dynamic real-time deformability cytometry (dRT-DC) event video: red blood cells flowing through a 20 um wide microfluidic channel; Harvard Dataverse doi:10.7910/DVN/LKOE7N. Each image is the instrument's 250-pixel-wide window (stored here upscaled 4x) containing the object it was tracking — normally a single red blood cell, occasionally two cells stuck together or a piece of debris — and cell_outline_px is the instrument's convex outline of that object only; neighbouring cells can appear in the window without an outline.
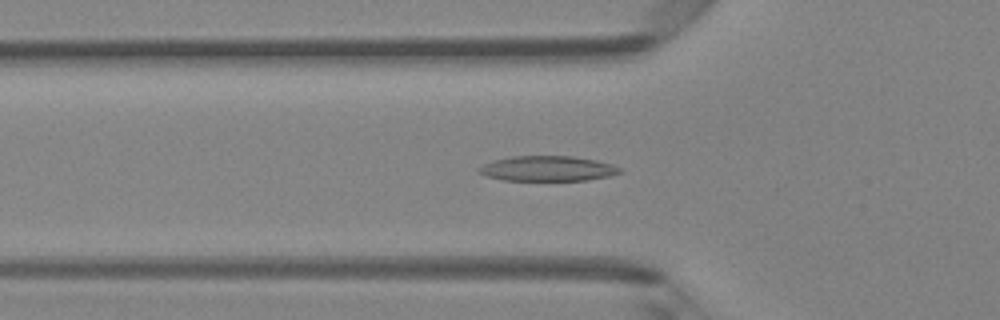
{"species": "Egyptian fruit bat (a non-hibernating species)", "species_latin": "Rousettus aegyptiacus", "temperature_condition": "room temperature", "stored_images_in_passage": 47, "camera_frame_rate_fps": 3000, "um_per_image_px": 0.085, "animal": {"sex": "female"}, "frame": {"image": 1, "passage_image": 16, "time_ms": 5.0, "image_size_px": [1000, 320], "cell_outline_px": [[624, 172], [608, 176], [588, 180], [504, 180], [488, 176], [476, 172], [476, 168], [492, 160], [512, 156], [572, 156], [596, 160], [612, 164], [620, 168]], "centroid_in_image_um": [46.53, 14.32], "position_along_channel_um": 79.3, "area_um2": 20.69}}
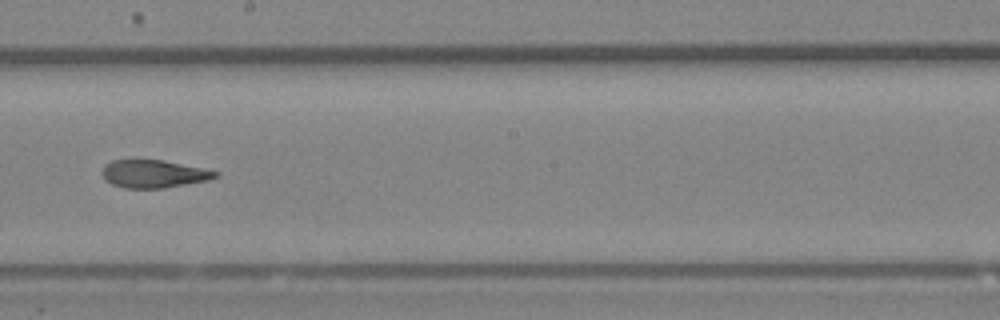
{"frame": {"image": 2, "passage_image": 27, "time_ms": 8.667, "image_size_px": [1000, 320], "cell_outline_px": [[220, 176], [208, 180], [164, 188], [124, 188], [112, 184], [104, 180], [100, 172], [104, 164], [112, 160], [164, 160], [220, 172]], "centroid_in_image_um": [13.03, 14.78], "position_along_channel_um": 235.2, "area_um2": 18.5}}
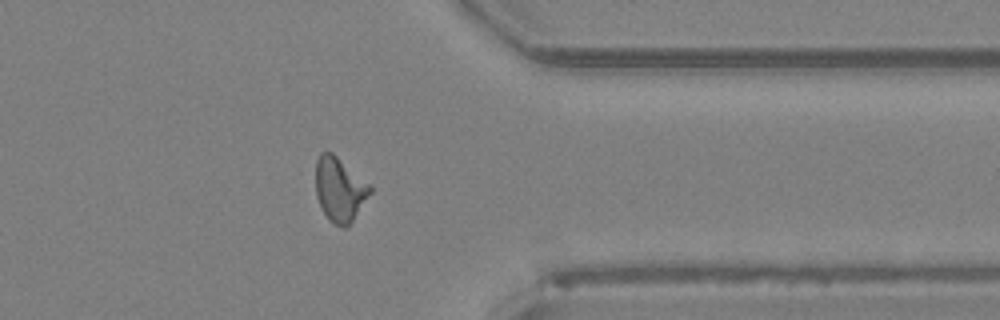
{"frame": {"image": 3, "passage_image": 38, "time_ms": 12.333, "image_size_px": [1000, 320], "cell_outline_px": [[372, 192], [352, 220], [344, 228], [332, 224], [328, 220], [316, 196], [316, 160], [320, 152], [332, 152], [368, 184], [372, 188]], "centroid_in_image_um": [28.84, 16.11], "position_along_channel_um": 382.6, "area_um2": 20.0}, "authors_computed_cell_mechanics": {"area_um2": 19.8254, "velocity_mm_per_s": 4.2624, "shape_relaxation_time_tau1_ms": 8.7675, "shape_relaxation_time_tau2_ms": 3.1692, "deformation_change_tau1": 0.2541, "deformation_change_tau2": 0.1023}}